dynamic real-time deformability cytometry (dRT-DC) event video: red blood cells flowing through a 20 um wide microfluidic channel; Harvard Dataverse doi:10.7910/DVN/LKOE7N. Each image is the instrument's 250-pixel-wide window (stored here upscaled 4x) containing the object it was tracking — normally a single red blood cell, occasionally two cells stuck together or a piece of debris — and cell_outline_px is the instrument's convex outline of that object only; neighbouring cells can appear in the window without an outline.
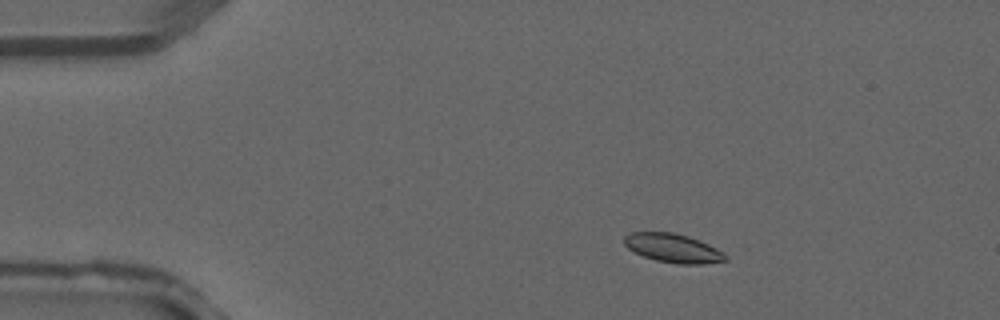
{"species": "common noctule bat (a hibernating species)", "species_latin": "Nyctalus noctula", "temperature_condition": "warm", "stored_images_in_passage": 2, "camera_frame_rate_fps": 3000, "um_per_image_px": 0.085, "animal": {"sex": "male", "forearm_length_mm": 52.5}, "frame": {"image": 1, "passage_image": 1, "time_ms": 0.0, "image_size_px": [1000, 320], "cell_outline_px": [[728, 260], [704, 264], [680, 264], [656, 260], [644, 256], [628, 248], [624, 244], [624, 236], [632, 232], [672, 232], [688, 236], [700, 240], [716, 248], [728, 256]], "centroid_in_image_um": [57.23, 21.09], "position_along_channel_um": 27.8, "area_um2": 16.94}}